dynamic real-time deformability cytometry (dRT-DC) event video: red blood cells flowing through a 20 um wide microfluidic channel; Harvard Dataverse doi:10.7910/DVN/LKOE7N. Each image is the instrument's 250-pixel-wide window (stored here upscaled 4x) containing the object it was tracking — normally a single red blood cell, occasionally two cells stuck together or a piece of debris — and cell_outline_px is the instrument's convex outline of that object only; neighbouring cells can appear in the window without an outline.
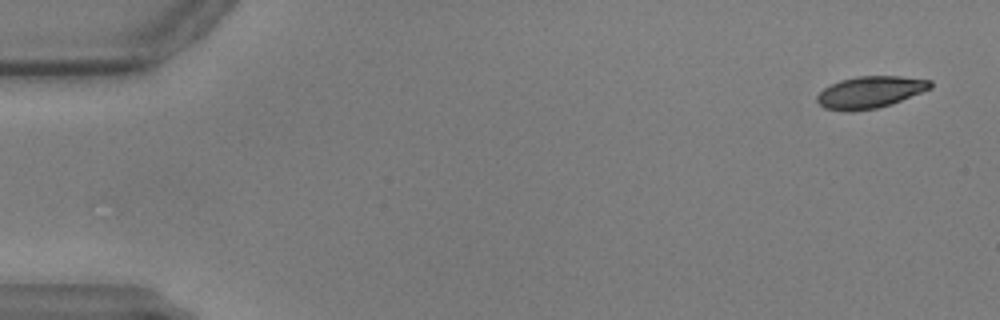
{"species": "common noctule bat (a hibernating species)", "species_latin": "Nyctalus noctula", "temperature_condition": "warm", "stored_images_in_passage": 30, "camera_frame_rate_fps": 3000, "um_per_image_px": 0.085, "animal": {"sex": "male", "body_mass_g": 17.9, "forearm_length_mm": 54.2}, "frame": {"image": 1, "passage_image": 1, "time_ms": 0.0, "image_size_px": [1000, 320], "cell_outline_px": [[932, 88], [892, 104], [876, 108], [848, 112], [824, 108], [816, 100], [816, 96], [824, 88], [840, 80], [856, 76], [900, 76], [932, 80]], "centroid_in_image_um": [73.96, 7.83], "position_along_channel_um": 11.0, "area_um2": 21.1}}
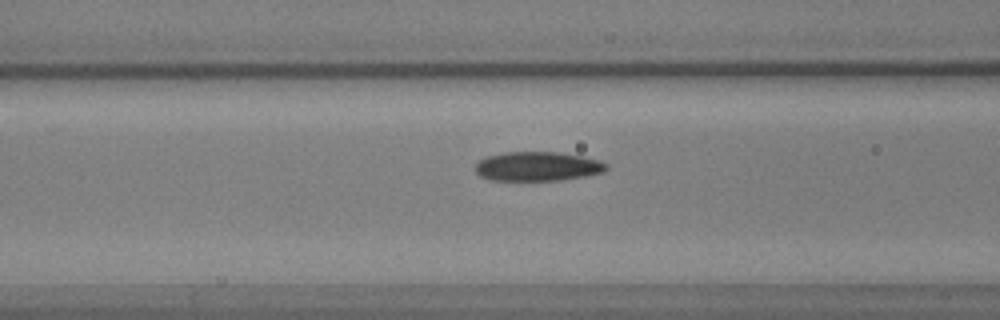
{"frame": {"image": 2, "passage_image": 22, "time_ms": 7.0, "image_size_px": [1000, 320], "cell_outline_px": [[608, 168], [604, 172], [584, 176], [560, 180], [488, 180], [480, 176], [476, 172], [476, 164], [480, 160], [488, 156], [504, 152], [560, 152], [600, 160], [608, 164]], "centroid_in_image_um": [45.7, 14.14], "position_along_channel_um": 120.9, "area_um2": 22.31}}
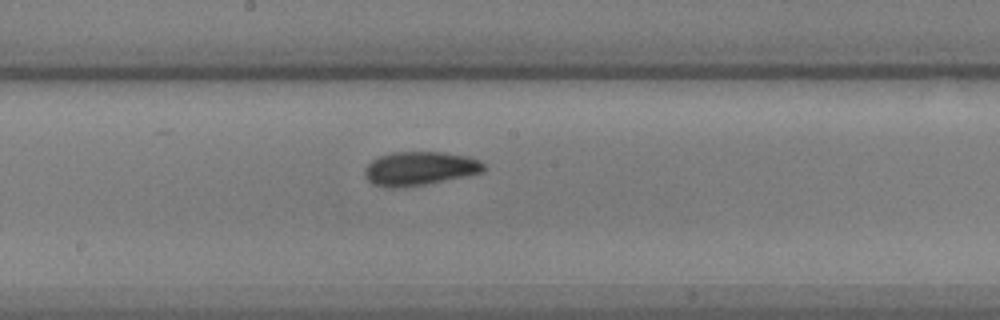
{"frame": {"image": 3, "passage_image": 30, "time_ms": 9.667, "image_size_px": [1000, 320], "cell_outline_px": [[484, 172], [404, 188], [388, 188], [372, 184], [364, 176], [364, 168], [372, 160], [380, 156], [392, 152], [444, 152], [468, 156], [480, 160], [484, 164]], "centroid_in_image_um": [35.64, 14.32], "position_along_channel_um": 212.6, "area_um2": 23.52}}